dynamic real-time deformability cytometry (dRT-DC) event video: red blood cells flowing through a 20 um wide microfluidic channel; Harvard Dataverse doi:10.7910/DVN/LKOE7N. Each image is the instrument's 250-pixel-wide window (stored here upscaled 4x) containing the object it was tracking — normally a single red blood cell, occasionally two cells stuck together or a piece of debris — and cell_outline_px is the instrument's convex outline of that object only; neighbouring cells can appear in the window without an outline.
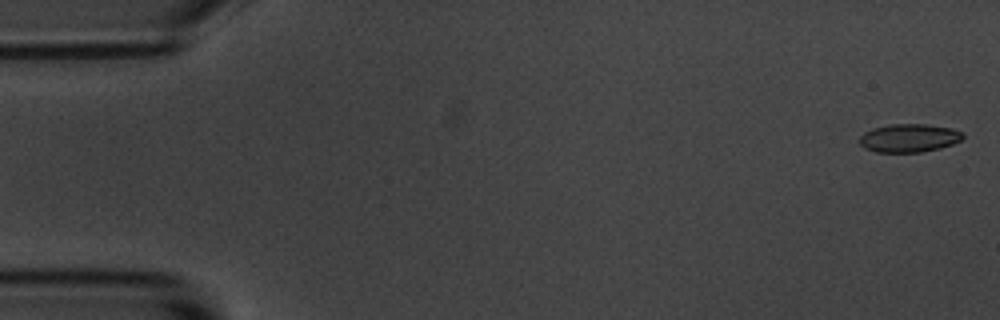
{"species": "common noctule bat (a hibernating species)", "species_latin": "Nyctalus noctula", "temperature_condition": "room temperature", "stored_images_in_passage": 5, "camera_frame_rate_fps": 3000, "um_per_image_px": 0.085, "animal": {"sex": "male", "body_mass_g": 20.1, "forearm_length_mm": 53.5}, "frame": {"image": 1, "passage_image": 1, "time_ms": 0.0, "image_size_px": [1000, 320], "cell_outline_px": [[964, 136], [960, 140], [952, 144], [940, 148], [920, 152], [876, 152], [864, 148], [860, 144], [860, 136], [864, 132], [872, 128], [888, 124], [928, 124], [952, 128], [964, 132]], "centroid_in_image_um": [77.27, 11.72], "position_along_channel_um": 7.7, "area_um2": 17.17}}
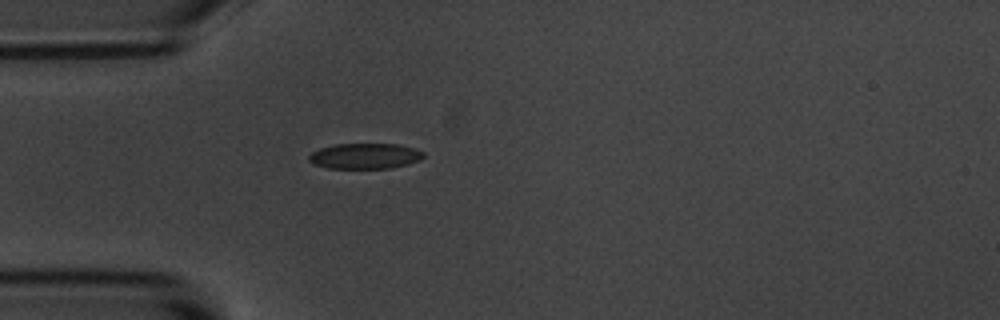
{"frame": {"image": 2, "passage_image": 5, "time_ms": 4.667, "image_size_px": [1000, 320], "cell_outline_px": [[424, 156], [408, 164], [388, 168], [328, 168], [312, 164], [308, 160], [308, 156], [312, 152], [320, 148], [336, 144], [400, 144], [424, 152]], "centroid_in_image_um": [30.97, 13.26], "position_along_channel_um": 54.0, "area_um2": 16.94}}